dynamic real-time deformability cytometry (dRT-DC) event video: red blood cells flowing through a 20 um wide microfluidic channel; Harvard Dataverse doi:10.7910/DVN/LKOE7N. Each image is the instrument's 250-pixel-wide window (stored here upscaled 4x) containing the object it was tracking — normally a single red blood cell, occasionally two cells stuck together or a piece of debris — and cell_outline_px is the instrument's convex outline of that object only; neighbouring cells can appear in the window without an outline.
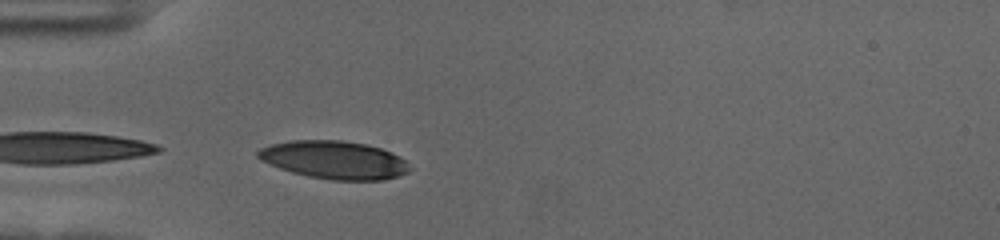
{"species": "human", "species_latin": "Homo sapiens", "temperature_condition": "cold", "stored_images_in_passage": 16, "camera_frame_rate_fps": 3000, "um_per_image_px": 0.085, "donor": {"sex": "female"}, "frame": {"image": 1, "passage_image": 1, "time_ms": 0.0, "image_size_px": [1000, 240], "cell_outline_px": [[412, 168], [408, 172], [384, 180], [332, 180], [308, 176], [292, 172], [268, 164], [260, 160], [256, 156], [256, 152], [260, 148], [272, 144], [292, 140], [340, 140], [364, 144], [380, 148], [392, 152], [400, 156]], "centroid_in_image_um": [28.4, 13.59], "position_along_channel_um": 56.6, "area_um2": 33.58}}
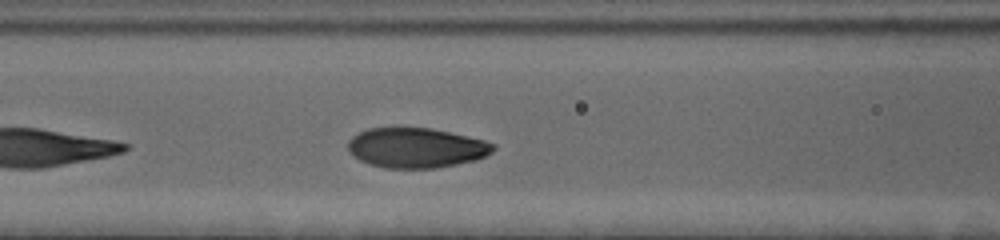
{"frame": {"image": 2, "passage_image": 8, "time_ms": 2.333, "image_size_px": [1000, 240], "cell_outline_px": [[496, 148], [492, 152], [476, 160], [436, 168], [384, 168], [368, 164], [360, 160], [348, 152], [348, 140], [352, 136], [368, 128], [432, 128], [484, 140], [496, 144]], "centroid_in_image_um": [35.36, 12.57], "position_along_channel_um": 131.2, "area_um2": 33.87}}
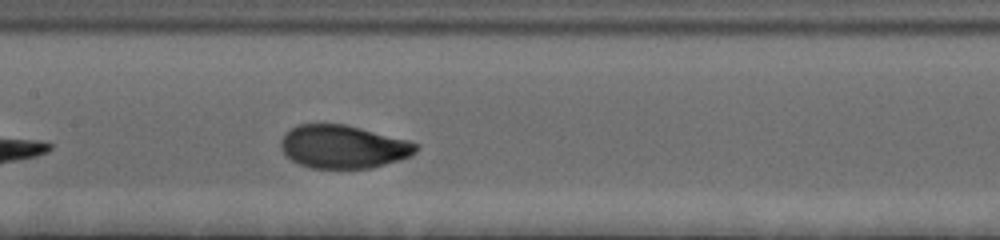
{"frame": {"image": 3, "passage_image": 12, "time_ms": 3.667, "image_size_px": [1000, 240], "cell_outline_px": [[420, 148], [416, 152], [408, 156], [372, 168], [312, 168], [300, 164], [292, 160], [280, 148], [280, 140], [284, 132], [300, 124], [344, 124], [408, 140], [420, 144]], "centroid_in_image_um": [29.16, 12.46], "position_along_channel_um": 178.2, "area_um2": 33.81}}